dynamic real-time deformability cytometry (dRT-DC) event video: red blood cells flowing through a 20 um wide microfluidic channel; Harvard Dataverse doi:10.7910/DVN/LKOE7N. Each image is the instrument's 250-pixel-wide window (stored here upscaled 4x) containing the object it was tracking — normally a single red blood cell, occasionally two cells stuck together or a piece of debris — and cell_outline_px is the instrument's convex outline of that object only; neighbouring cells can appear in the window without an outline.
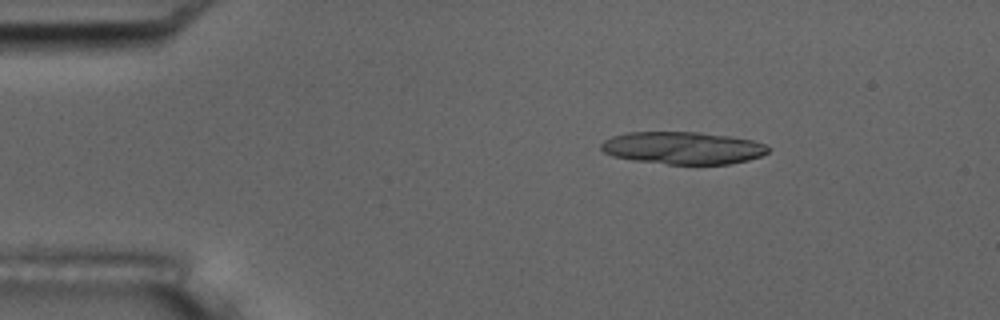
{"species": "common noctule bat (a hibernating species)", "species_latin": "Nyctalus noctula", "temperature_condition": "room temperature", "stored_images_in_passage": 6, "camera_frame_rate_fps": 3000, "um_per_image_px": 0.085, "animal": {"sex": "male", "body_mass_g": 17.5, "forearm_length_mm": 52.3}, "frame": {"image": 1, "passage_image": 3, "time_ms": 0.667, "image_size_px": [1000, 320], "cell_outline_px": [[772, 148], [768, 152], [760, 156], [748, 160], [728, 164], [668, 164], [636, 160], [612, 156], [604, 152], [600, 148], [600, 144], [604, 140], [612, 136], [628, 132], [700, 132], [728, 136], [752, 140], [764, 144]], "centroid_in_image_um": [58.04, 12.57], "position_along_channel_um": 27.0, "area_um2": 31.5}}
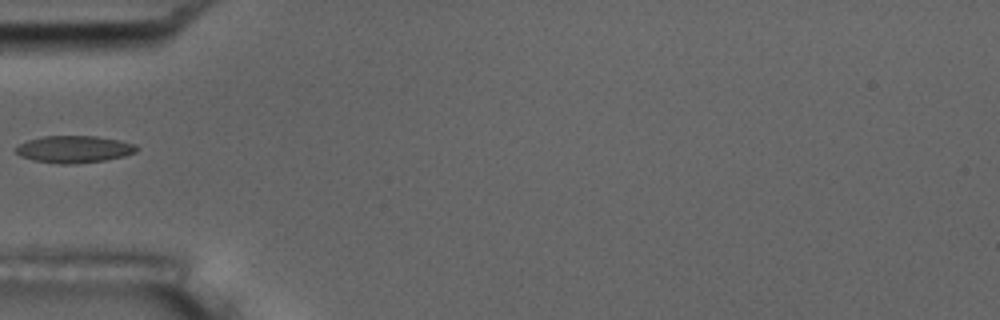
{"frame": {"image": 2, "passage_image": 6, "time_ms": 1.667, "image_size_px": [1000, 320], "cell_outline_px": [[140, 148], [136, 152], [124, 156], [104, 160], [72, 164], [60, 164], [36, 160], [20, 156], [12, 148], [28, 140], [44, 136], [96, 136], [120, 140], [136, 144]], "centroid_in_image_um": [6.32, 12.68], "position_along_channel_um": 78.7, "area_um2": 19.07}}